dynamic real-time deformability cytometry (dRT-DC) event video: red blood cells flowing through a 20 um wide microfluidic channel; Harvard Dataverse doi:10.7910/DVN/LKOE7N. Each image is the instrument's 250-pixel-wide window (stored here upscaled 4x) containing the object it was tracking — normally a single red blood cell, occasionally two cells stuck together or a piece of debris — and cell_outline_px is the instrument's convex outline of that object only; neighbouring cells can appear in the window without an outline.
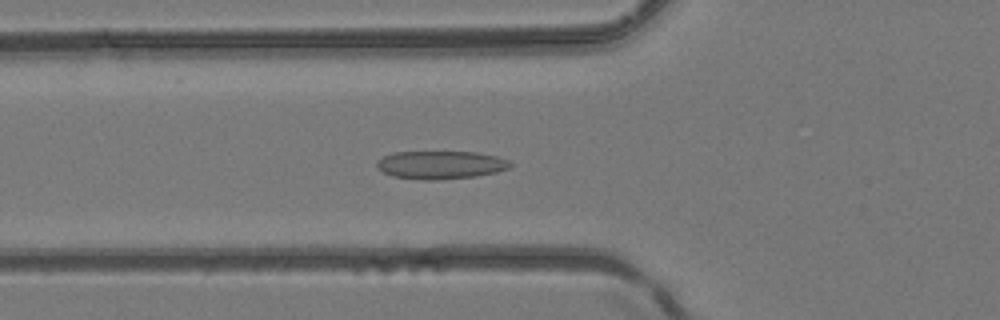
{"species": "common noctule bat (a hibernating species)", "species_latin": "Nyctalus noctula", "temperature_condition": "room temperature", "stored_images_in_passage": 5, "camera_frame_rate_fps": 3000, "um_per_image_px": 0.085, "animal": {"sex": "female", "body_mass_g": 24.6, "forearm_length_mm": 56.2}, "frame": {"image": 1, "passage_image": 5, "time_ms": 1.333, "image_size_px": [1000, 320], "cell_outline_px": [[512, 164], [508, 168], [496, 172], [476, 176], [436, 180], [424, 180], [392, 176], [376, 168], [376, 164], [384, 156], [392, 152], [476, 152], [496, 156], [508, 160]], "centroid_in_image_um": [37.44, 14.02], "position_along_channel_um": 88.4, "area_um2": 21.73}}